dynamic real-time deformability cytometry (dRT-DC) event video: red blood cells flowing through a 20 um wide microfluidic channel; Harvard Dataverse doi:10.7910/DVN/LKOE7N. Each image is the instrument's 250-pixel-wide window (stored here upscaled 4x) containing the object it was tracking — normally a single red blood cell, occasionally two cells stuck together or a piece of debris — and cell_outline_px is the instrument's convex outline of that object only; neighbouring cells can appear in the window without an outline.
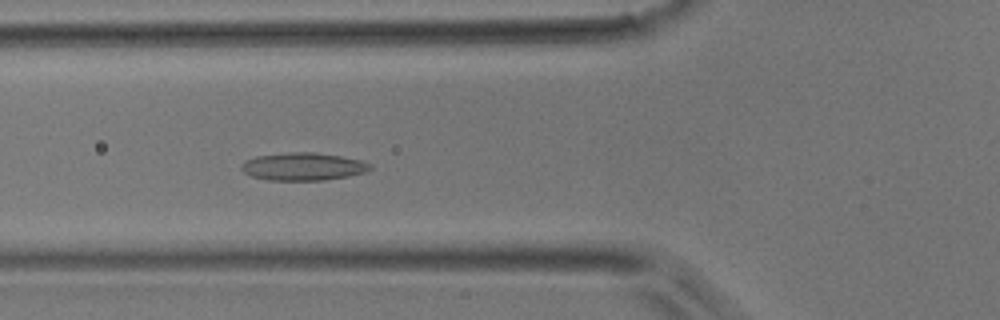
{"species": "common noctule bat (a hibernating species)", "species_latin": "Nyctalus noctula", "temperature_condition": "room temperature", "stored_images_in_passage": 31, "camera_frame_rate_fps": 3000, "um_per_image_px": 0.085, "animal": {"sex": "male", "body_mass_g": 17.9}, "frame": {"image": 1, "passage_image": 13, "time_ms": 4.0, "image_size_px": [1000, 320], "cell_outline_px": [[372, 168], [364, 172], [348, 176], [324, 180], [268, 180], [252, 176], [244, 172], [240, 168], [244, 160], [256, 156], [292, 152], [316, 152], [340, 156], [360, 160], [372, 164]], "centroid_in_image_um": [25.76, 14.15], "position_along_channel_um": 100.0, "area_um2": 20.75}}
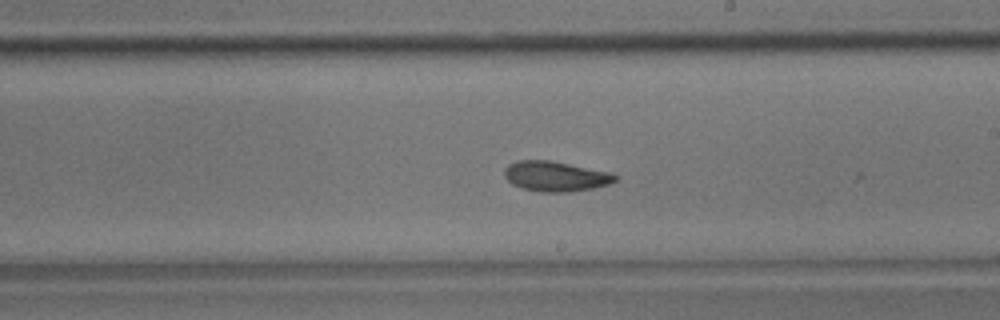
{"frame": {"image": 2, "passage_image": 23, "time_ms": 7.333, "image_size_px": [1000, 320], "cell_outline_px": [[620, 176], [616, 180], [608, 184], [592, 188], [568, 192], [540, 192], [520, 188], [512, 184], [504, 176], [504, 168], [508, 164], [516, 160], [552, 160], [612, 172]], "centroid_in_image_um": [47.22, 14.97], "position_along_channel_um": 241.8, "area_um2": 19.77}}
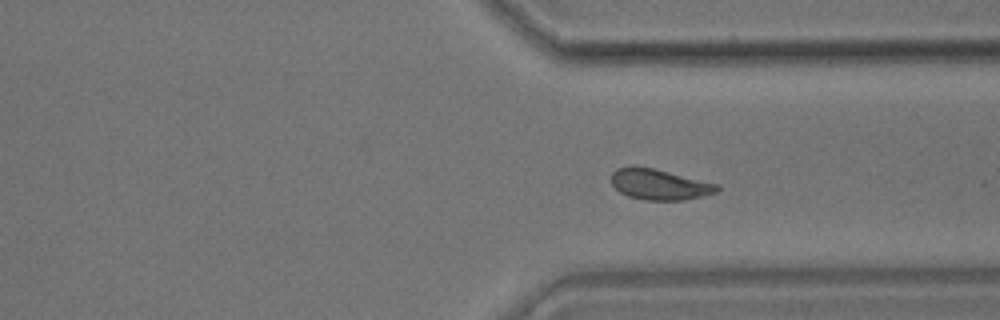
{"frame": {"image": 3, "passage_image": 31, "time_ms": 10.0, "image_size_px": [1000, 320], "cell_outline_px": [[720, 188], [716, 192], [704, 196], [684, 200], [644, 200], [628, 196], [620, 192], [612, 184], [612, 172], [616, 168], [632, 164], [652, 168], [720, 184]], "centroid_in_image_um": [56.04, 15.66], "position_along_channel_um": 355.4, "area_um2": 19.13}}